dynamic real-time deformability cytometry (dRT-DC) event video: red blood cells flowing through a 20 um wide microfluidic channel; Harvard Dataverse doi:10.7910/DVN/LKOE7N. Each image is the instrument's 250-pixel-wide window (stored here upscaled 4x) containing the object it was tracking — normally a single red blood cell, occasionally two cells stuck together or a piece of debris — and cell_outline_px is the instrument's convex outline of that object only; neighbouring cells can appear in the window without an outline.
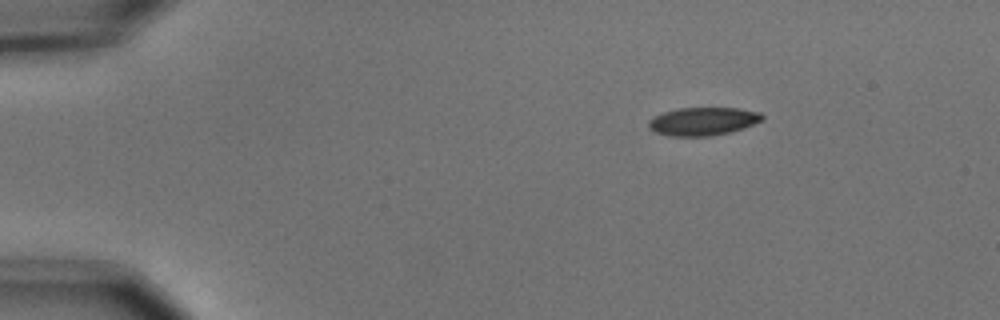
{"species": "common noctule bat (a hibernating species)", "species_latin": "Nyctalus noctula", "temperature_condition": "cold", "stored_images_in_passage": 3, "camera_frame_rate_fps": 3000, "um_per_image_px": 0.085, "animal": {"sex": "male", "body_mass_g": 15.6}, "frame": {"image": 1, "passage_image": 1, "time_ms": 0.0, "image_size_px": [1000, 320], "cell_outline_px": [[764, 120], [744, 128], [732, 132], [712, 136], [668, 136], [656, 132], [648, 128], [648, 120], [652, 116], [676, 108], [740, 108], [760, 112], [764, 116]], "centroid_in_image_um": [59.76, 10.31], "position_along_channel_um": 25.2, "area_um2": 18.96}}